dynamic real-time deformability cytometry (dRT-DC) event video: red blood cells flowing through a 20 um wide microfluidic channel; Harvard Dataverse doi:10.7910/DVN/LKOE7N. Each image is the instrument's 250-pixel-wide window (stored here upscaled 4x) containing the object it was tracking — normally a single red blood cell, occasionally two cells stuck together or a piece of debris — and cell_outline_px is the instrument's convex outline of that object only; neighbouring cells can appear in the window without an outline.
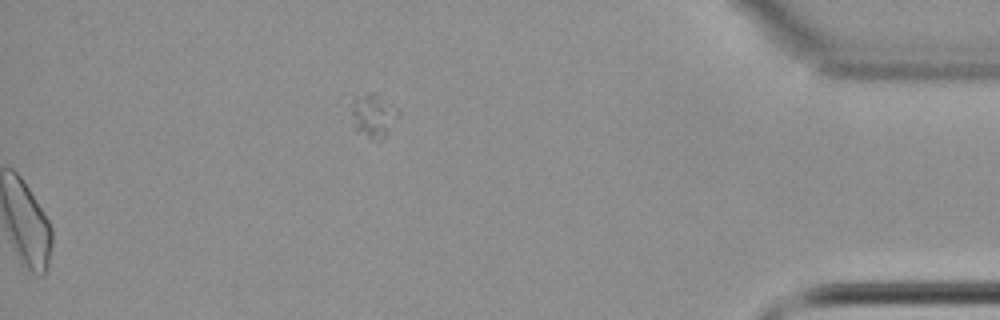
{"species": "common noctule bat (a hibernating species)", "species_latin": "Nyctalus noctula", "temperature_condition": "cold", "stored_images_in_passage": 60, "segment_of_instrument_passage": [2, 2], "camera_frame_rate_fps": 3000, "um_per_image_px": 0.085, "animal": {"sex": "female", "body_mass_g": 22.7, "forearm_length_mm": 54.2}, "frame": {"image": 1, "passage_image": 60, "time_ms": 19.667, "image_size_px": [1000, 320], "cell_outline_px": [[400, 112], [384, 136], [380, 140], [356, 132], [352, 112], [352, 100], [356, 96], [364, 92], [380, 92]], "centroid_in_image_um": [31.72, 9.72], "position_along_channel_um": 403.5, "area_um2": 11.79}}